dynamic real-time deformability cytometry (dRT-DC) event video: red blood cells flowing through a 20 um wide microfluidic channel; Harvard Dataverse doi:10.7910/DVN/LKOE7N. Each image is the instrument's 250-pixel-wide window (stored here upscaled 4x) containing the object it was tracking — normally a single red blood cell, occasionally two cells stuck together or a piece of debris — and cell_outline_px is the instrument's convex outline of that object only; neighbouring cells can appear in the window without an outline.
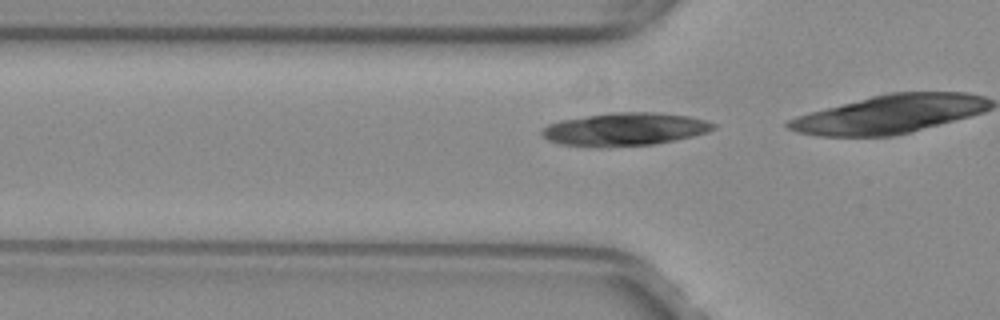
{"species": "common noctule bat (a hibernating species)", "species_latin": "Nyctalus noctula", "temperature_condition": "warm", "stored_images_in_passage": 18, "camera_frame_rate_fps": 3000, "um_per_image_px": 0.085, "animal": {"sex": "female", "body_mass_g": 29.2, "forearm_length_mm": 56.3}, "frame": {"image": 1, "passage_image": 15, "time_ms": 4.667, "image_size_px": [1000, 320], "cell_outline_px": [[716, 128], [708, 132], [692, 136], [652, 144], [600, 148], [596, 148], [560, 144], [548, 140], [540, 132], [548, 124], [560, 120], [612, 112], [656, 112], [688, 116], [704, 120], [716, 124]], "centroid_in_image_um": [53.08, 10.99], "position_along_channel_um": 72.7, "area_um2": 33.0}}